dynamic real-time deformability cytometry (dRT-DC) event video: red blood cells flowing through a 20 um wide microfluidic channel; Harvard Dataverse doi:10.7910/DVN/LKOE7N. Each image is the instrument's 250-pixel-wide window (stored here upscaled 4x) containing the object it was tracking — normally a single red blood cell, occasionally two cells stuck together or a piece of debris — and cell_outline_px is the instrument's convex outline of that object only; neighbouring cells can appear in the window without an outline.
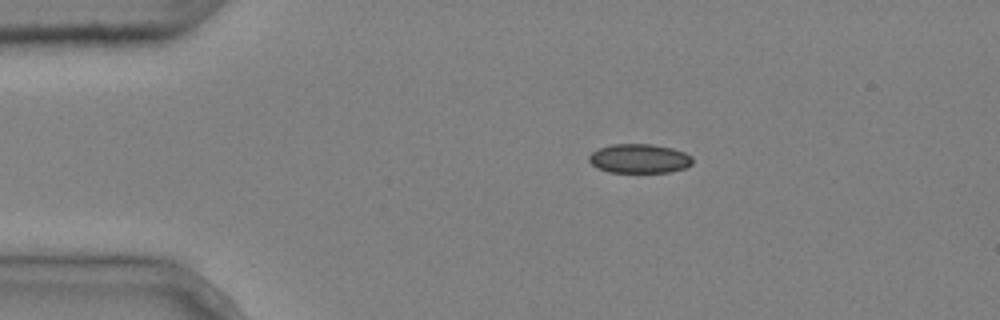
{"species": "common noctule bat (a hibernating species)", "species_latin": "Nyctalus noctula", "temperature_condition": "cold", "stored_images_in_passage": 3, "camera_frame_rate_fps": 3000, "um_per_image_px": 0.085, "animal": {"sex": "male", "body_mass_g": 20.4}, "frame": {"image": 1, "passage_image": 1, "time_ms": 0.0, "image_size_px": [1000, 320], "cell_outline_px": [[692, 164], [684, 168], [668, 172], [608, 172], [592, 164], [588, 160], [588, 156], [592, 152], [600, 148], [612, 144], [652, 144], [672, 148], [684, 152], [692, 156]], "centroid_in_image_um": [54.35, 13.47], "position_along_channel_um": 30.7, "area_um2": 17.51}}